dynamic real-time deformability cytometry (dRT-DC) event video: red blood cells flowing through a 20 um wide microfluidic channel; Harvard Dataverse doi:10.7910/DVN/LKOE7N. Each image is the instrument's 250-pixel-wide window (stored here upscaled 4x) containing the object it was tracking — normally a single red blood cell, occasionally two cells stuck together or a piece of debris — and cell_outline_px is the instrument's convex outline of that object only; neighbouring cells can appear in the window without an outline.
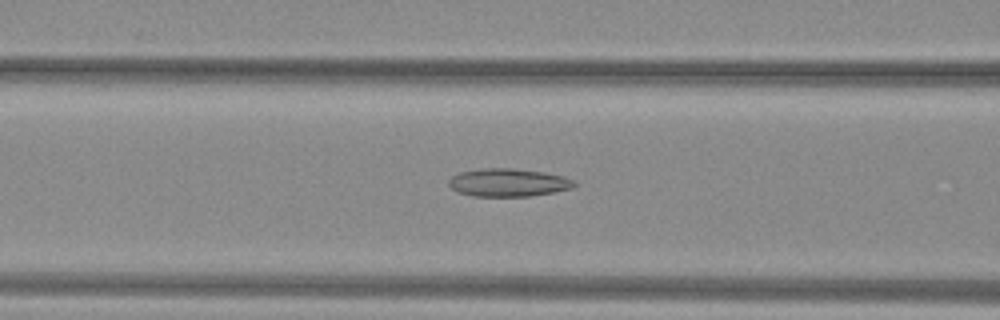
{"species": "common noctule bat (a hibernating species)", "species_latin": "Nyctalus noctula", "temperature_condition": "warm", "stored_images_in_passage": 53, "camera_frame_rate_fps": 3000, "um_per_image_px": 0.085, "animal": {"sex": "female", "body_mass_g": 29.2, "forearm_length_mm": 56.3}, "frame": {"image": 1, "passage_image": 22, "time_ms": 7.0, "image_size_px": [1000, 320], "cell_outline_px": [[576, 184], [572, 188], [532, 196], [472, 196], [456, 192], [448, 184], [448, 180], [452, 176], [460, 172], [480, 168], [516, 168], [544, 172], [564, 176], [576, 180]], "centroid_in_image_um": [43.2, 15.51], "position_along_channel_um": 123.4, "area_um2": 20.69}}
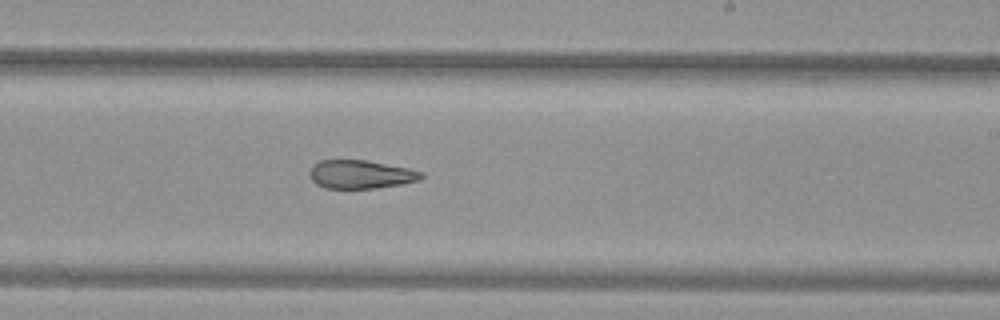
{"frame": {"image": 2, "passage_image": 32, "time_ms": 10.333, "image_size_px": [1000, 320], "cell_outline_px": [[424, 176], [420, 180], [400, 184], [376, 188], [324, 188], [316, 184], [312, 180], [308, 172], [320, 160], [364, 160], [408, 168], [424, 172]], "centroid_in_image_um": [30.67, 14.82], "position_along_channel_um": 258.3, "area_um2": 18.38}}
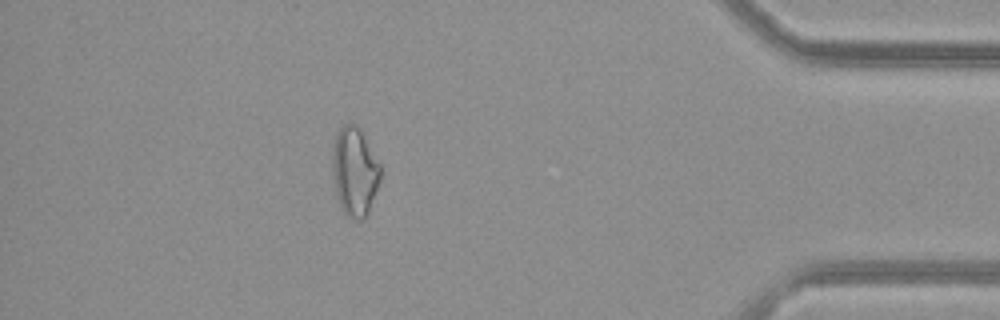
{"frame": {"image": 3, "passage_image": 46, "time_ms": 15.0, "image_size_px": [1000, 320], "cell_outline_px": [[380, 180], [368, 212], [364, 220], [356, 220], [348, 216], [340, 208], [336, 196], [332, 168], [332, 148], [336, 132], [344, 124], [356, 124], [360, 128], [380, 164]], "centroid_in_image_um": [30.12, 14.58], "position_along_channel_um": 405.1, "area_um2": 24.97}, "authors_computed_cell_mechanics": {"area_um2": 23.0044, "velocity_mm_per_s": 4.0572, "shape_relaxation_time_tau1_ms": null, "shape_relaxation_time_tau2_ms": 6.1659, "deformation_change_tau1": null, "deformation_change_tau2": 0.1697}}